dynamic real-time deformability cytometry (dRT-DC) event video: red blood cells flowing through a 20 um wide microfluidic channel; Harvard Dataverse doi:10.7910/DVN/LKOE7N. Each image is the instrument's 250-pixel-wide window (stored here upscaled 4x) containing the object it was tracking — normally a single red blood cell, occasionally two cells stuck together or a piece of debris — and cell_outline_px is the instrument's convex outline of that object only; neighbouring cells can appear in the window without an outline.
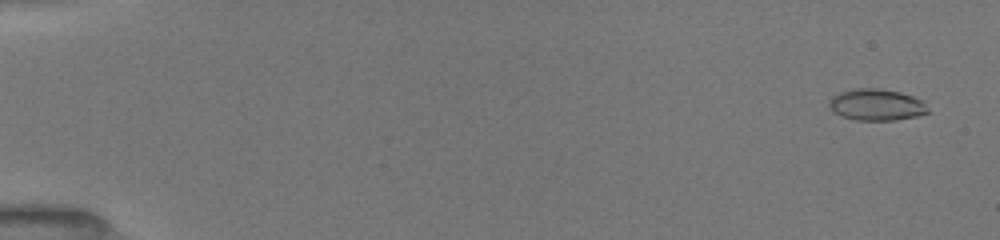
{"species": "common noctule bat (a hibernating species)", "species_latin": "Nyctalus noctula", "temperature_condition": "room temperature", "stored_images_in_passage": 57, "camera_frame_rate_fps": 3000, "um_per_image_px": 0.085, "animal": {"sex": "female", "body_mass_g": 19.5, "forearm_length_mm": 54.1}, "frame": {"image": 1, "passage_image": 5, "time_ms": 0.667, "image_size_px": [1000, 240], "cell_outline_px": [[932, 112], [916, 116], [892, 120], [856, 120], [840, 116], [832, 112], [828, 104], [828, 100], [832, 96], [840, 92], [852, 88], [880, 88], [900, 92], [924, 100]], "centroid_in_image_um": [74.5, 8.9], "position_along_channel_um": 10.5, "area_um2": 18.55}}
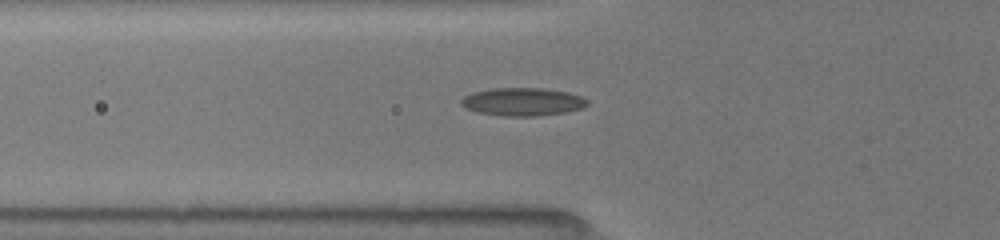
{"frame": {"image": 2, "passage_image": 48, "time_ms": 6.333, "image_size_px": [1000, 240], "cell_outline_px": [[588, 104], [584, 108], [564, 112], [536, 116], [504, 116], [476, 112], [460, 104], [460, 100], [464, 96], [472, 92], [492, 88], [540, 88], [568, 92], [580, 96], [588, 100]], "centroid_in_image_um": [44.41, 8.65], "position_along_channel_um": 81.4, "area_um2": 20.58}}
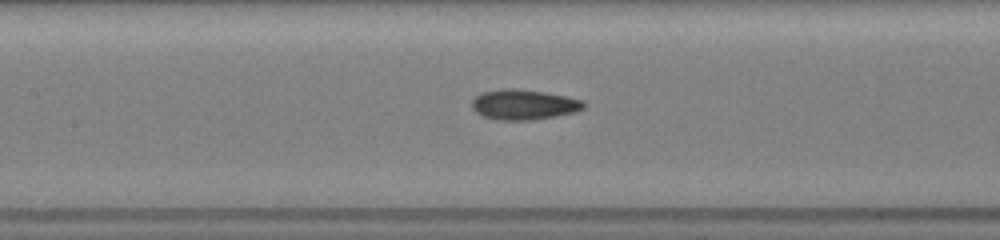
{"frame": {"image": 3, "passage_image": 57, "time_ms": 8.333, "image_size_px": [1000, 240], "cell_outline_px": [[584, 108], [572, 112], [556, 116], [532, 120], [496, 120], [484, 116], [476, 112], [472, 108], [472, 100], [476, 96], [484, 92], [500, 88], [516, 88], [544, 92], [584, 100]], "centroid_in_image_um": [44.49, 8.88], "position_along_channel_um": 162.9, "area_um2": 19.59}}